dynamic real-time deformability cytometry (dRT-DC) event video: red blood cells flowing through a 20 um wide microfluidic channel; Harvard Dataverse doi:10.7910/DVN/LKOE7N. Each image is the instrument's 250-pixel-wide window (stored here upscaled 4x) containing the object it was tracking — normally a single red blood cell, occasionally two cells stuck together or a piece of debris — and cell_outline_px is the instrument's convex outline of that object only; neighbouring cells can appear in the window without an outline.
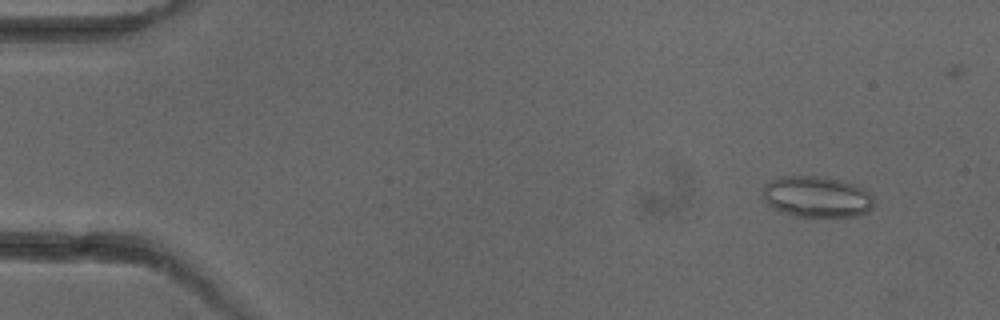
{"species": "common noctule bat (a hibernating species)", "species_latin": "Nyctalus noctula", "temperature_condition": "cold", "stored_images_in_passage": 5, "camera_frame_rate_fps": 3000, "um_per_image_px": 0.085, "animal": {"sex": "female"}, "frame": {"image": 1, "passage_image": 1, "time_ms": 0.0, "image_size_px": [1000, 320], "cell_outline_px": [[872, 208], [868, 212], [856, 216], [796, 216], [780, 212], [772, 208], [764, 200], [760, 192], [764, 184], [780, 176], [816, 176], [840, 180], [852, 184], [868, 192], [872, 196]], "centroid_in_image_um": [69.35, 16.73], "position_along_channel_um": 15.7, "area_um2": 26.59}}